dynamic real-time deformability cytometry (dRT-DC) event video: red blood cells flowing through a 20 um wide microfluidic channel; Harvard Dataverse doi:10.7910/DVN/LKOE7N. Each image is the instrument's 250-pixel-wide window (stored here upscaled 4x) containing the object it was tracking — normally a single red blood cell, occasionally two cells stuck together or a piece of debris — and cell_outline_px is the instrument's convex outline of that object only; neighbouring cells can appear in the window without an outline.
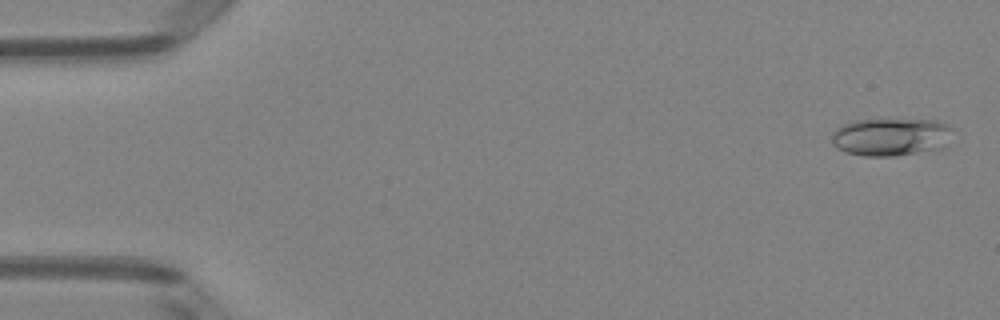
{"species": "Egyptian fruit bat (a non-hibernating species)", "species_latin": "Rousettus aegyptiacus", "temperature_condition": "room temperature", "stored_images_in_passage": 8, "camera_frame_rate_fps": 3000, "um_per_image_px": 0.085, "animal": {"sex": "female"}, "frame": {"image": 1, "passage_image": 1, "time_ms": 0.0, "image_size_px": [1000, 320], "cell_outline_px": [[956, 128], [948, 148], [892, 156], [864, 156], [844, 152], [836, 148], [832, 144], [832, 132], [836, 128], [852, 120], [936, 120], [948, 124]], "centroid_in_image_um": [75.81, 11.64], "position_along_channel_um": 9.2, "area_um2": 27.4}}
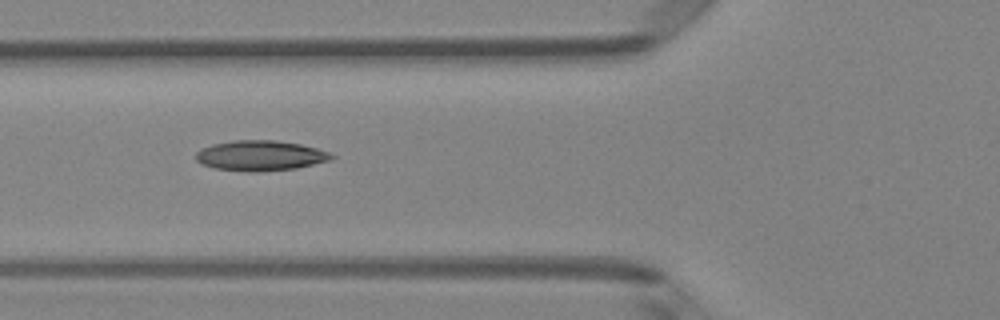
{"frame": {"image": 2, "passage_image": 6, "time_ms": 1.667, "image_size_px": [1000, 320], "cell_outline_px": [[336, 156], [332, 160], [296, 168], [256, 172], [212, 168], [196, 160], [196, 152], [212, 144], [232, 140], [276, 140], [300, 144], [316, 148], [328, 152]], "centroid_in_image_um": [22.15, 13.22], "position_along_channel_um": 103.6, "area_um2": 23.81}}
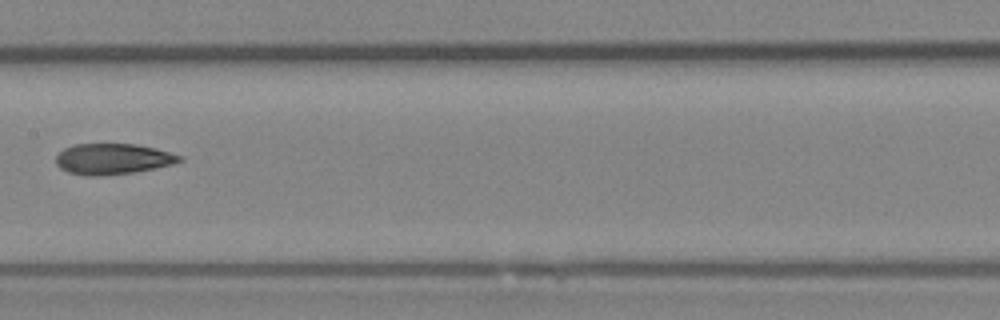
{"frame": {"image": 3, "passage_image": 8, "time_ms": 2.333, "image_size_px": [1000, 320], "cell_outline_px": [[184, 160], [172, 164], [132, 172], [100, 176], [88, 176], [68, 172], [60, 168], [56, 164], [56, 156], [64, 148], [72, 144], [136, 144], [156, 148], [184, 156]], "centroid_in_image_um": [9.58, 13.5], "position_along_channel_um": 197.8, "area_um2": 22.2}}